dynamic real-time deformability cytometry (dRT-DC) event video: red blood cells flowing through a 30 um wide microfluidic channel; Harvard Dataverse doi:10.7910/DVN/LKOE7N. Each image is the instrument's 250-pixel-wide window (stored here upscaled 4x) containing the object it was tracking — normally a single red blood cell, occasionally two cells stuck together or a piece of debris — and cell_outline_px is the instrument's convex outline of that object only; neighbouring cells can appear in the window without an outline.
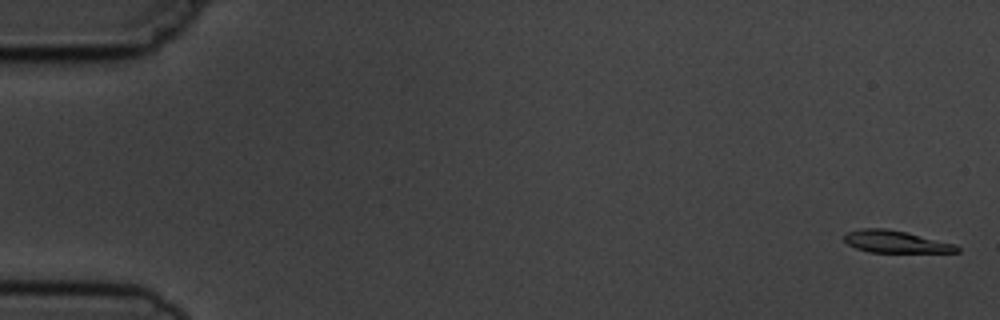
{"species": "common noctule bat (a hibernating species)", "species_latin": "Nyctalus noctula", "temperature_condition": "cold", "stored_images_in_passage": 6, "camera_frame_rate_fps": 3000, "um_per_image_px": 0.085, "animal": {"sex": "male", "body_mass_g": 19.5, "forearm_length_mm": 54.6}, "frame": {"image": 1, "passage_image": 1, "time_ms": 0.0, "image_size_px": [1000, 320], "cell_outline_px": [[960, 252], [868, 252], [856, 248], [848, 244], [844, 240], [844, 236], [848, 232], [860, 228], [884, 228], [908, 232], [956, 244], [960, 248]], "centroid_in_image_um": [76.15, 20.54], "position_along_channel_um": 8.9, "area_um2": 14.62}}
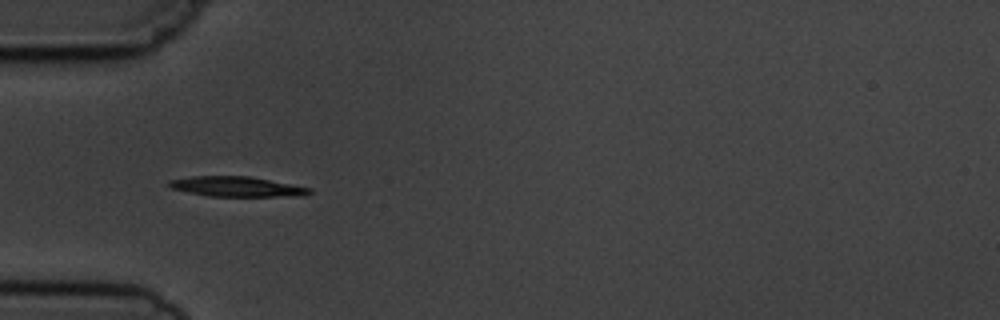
{"frame": {"image": 2, "passage_image": 5, "time_ms": 5.333, "image_size_px": [1000, 320], "cell_outline_px": [[312, 192], [304, 196], [208, 196], [188, 192], [172, 188], [168, 184], [168, 180], [192, 176], [248, 176], [312, 188]], "centroid_in_image_um": [20.14, 15.86], "position_along_channel_um": 64.9, "area_um2": 16.3}}